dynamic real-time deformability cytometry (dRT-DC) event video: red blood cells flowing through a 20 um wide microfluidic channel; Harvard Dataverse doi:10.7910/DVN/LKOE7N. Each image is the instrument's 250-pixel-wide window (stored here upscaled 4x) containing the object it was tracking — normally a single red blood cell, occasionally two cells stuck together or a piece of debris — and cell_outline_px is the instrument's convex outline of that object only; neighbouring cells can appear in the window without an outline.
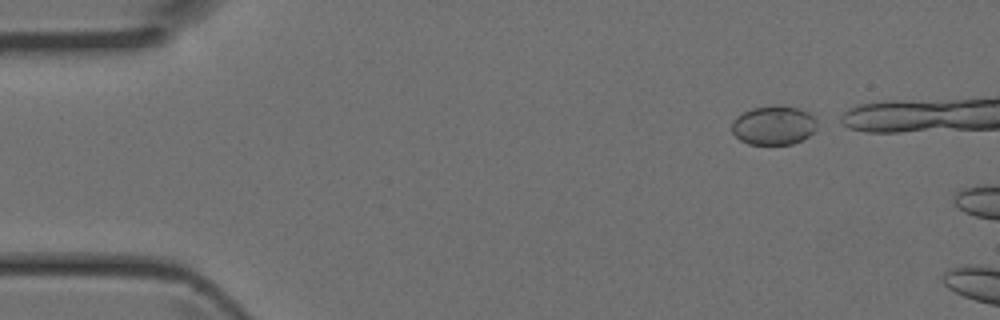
{"species": "Egyptian fruit bat (a non-hibernating species)", "species_latin": "Rousettus aegyptiacus", "temperature_condition": "room temperature", "stored_images_in_passage": 5, "camera_frame_rate_fps": 3000, "um_per_image_px": 0.085, "animal": {"sex": "female"}, "frame": {"image": 1, "passage_image": 1, "time_ms": 0.0, "image_size_px": [1000, 320], "cell_outline_px": [[816, 128], [808, 136], [792, 144], [748, 144], [740, 140], [732, 132], [732, 120], [736, 116], [752, 108], [776, 104], [796, 108], [808, 112], [816, 120]], "centroid_in_image_um": [65.73, 10.64], "position_along_channel_um": 19.3, "area_um2": 19.36}}